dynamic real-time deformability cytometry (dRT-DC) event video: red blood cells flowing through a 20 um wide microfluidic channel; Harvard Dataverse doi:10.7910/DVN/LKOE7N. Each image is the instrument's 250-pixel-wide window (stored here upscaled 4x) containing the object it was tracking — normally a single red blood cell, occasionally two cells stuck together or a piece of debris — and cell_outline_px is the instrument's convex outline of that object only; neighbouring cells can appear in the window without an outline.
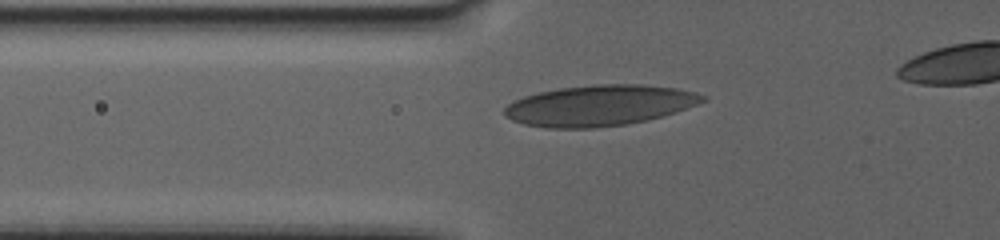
{"species": "human", "species_latin": "Homo sapiens", "temperature_condition": "warm", "stored_images_in_passage": 38, "camera_frame_rate_fps": 3000, "um_per_image_px": 0.085, "donor": {"sex": "female"}, "frame": {"image": 1, "passage_image": 2, "time_ms": 0.333, "image_size_px": [1000, 240], "cell_outline_px": [[708, 96], [704, 100], [696, 104], [648, 120], [628, 124], [596, 128], [548, 128], [524, 124], [512, 120], [504, 116], [504, 108], [508, 104], [524, 96], [540, 92], [560, 88], [596, 84], [640, 84], [672, 88], [692, 92]], "centroid_in_image_um": [50.89, 8.97], "position_along_channel_um": 74.9, "area_um2": 46.64}}
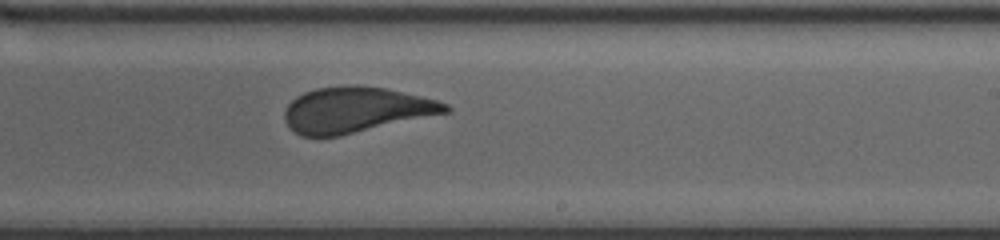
{"frame": {"image": 2, "passage_image": 19, "time_ms": 6.0, "image_size_px": [1000, 240], "cell_outline_px": [[452, 108], [448, 112], [340, 136], [300, 136], [284, 120], [284, 112], [288, 104], [296, 96], [304, 92], [316, 88], [352, 84], [356, 84], [384, 88], [420, 96], [436, 100], [448, 104]], "centroid_in_image_um": [30.23, 9.32], "position_along_channel_um": 258.8, "area_um2": 42.54}}
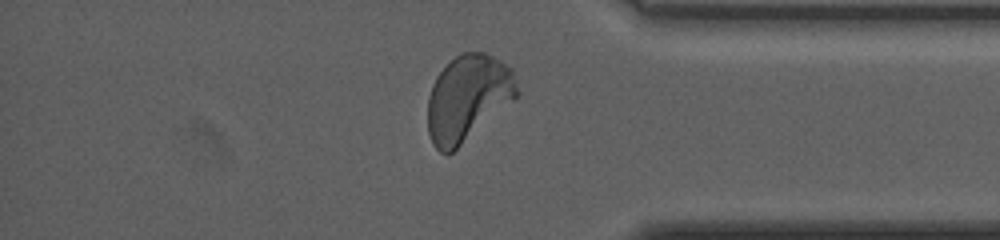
{"frame": {"image": 3, "passage_image": 32, "time_ms": 10.333, "image_size_px": [1000, 240], "cell_outline_px": [[520, 92], [512, 100], [452, 152], [440, 152], [432, 144], [428, 132], [428, 96], [432, 84], [436, 76], [456, 56], [464, 52], [484, 52], [500, 60], [512, 68]], "centroid_in_image_um": [39.75, 8.3], "position_along_channel_um": 395.4, "area_um2": 44.16}}